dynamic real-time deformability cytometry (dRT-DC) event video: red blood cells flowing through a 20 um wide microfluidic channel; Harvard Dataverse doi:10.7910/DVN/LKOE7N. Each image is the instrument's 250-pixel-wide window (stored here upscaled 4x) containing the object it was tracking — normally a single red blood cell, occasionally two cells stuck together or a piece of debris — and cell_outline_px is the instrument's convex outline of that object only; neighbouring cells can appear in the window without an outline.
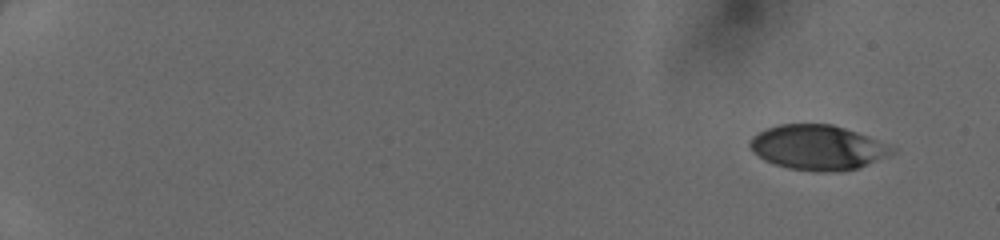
{"species": "human", "species_latin": "Homo sapiens", "temperature_condition": "cold", "stored_images_in_passage": 47, "camera_frame_rate_fps": 3000, "um_per_image_px": 0.085, "donor": {"sex": "female"}, "frame": {"image": 1, "passage_image": 1, "time_ms": 0.0, "image_size_px": [1000, 240], "cell_outline_px": [[896, 152], [888, 156], [856, 168], [836, 172], [820, 172], [788, 168], [764, 160], [752, 152], [748, 144], [752, 136], [768, 128], [780, 124], [832, 124], [856, 132], [896, 148]], "centroid_in_image_um": [69.48, 12.54], "position_along_channel_um": 15.5, "area_um2": 36.88}}
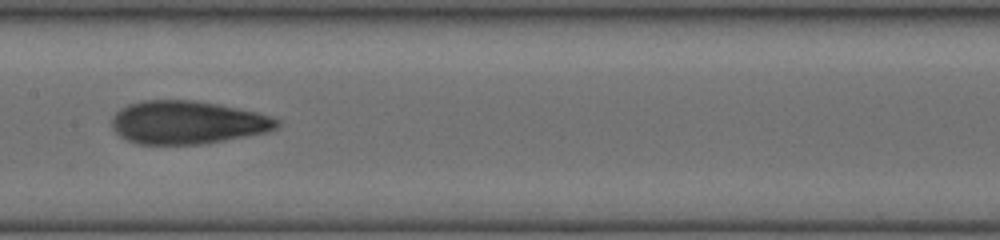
{"frame": {"image": 2, "passage_image": 26, "time_ms": 8.333, "image_size_px": [1000, 240], "cell_outline_px": [[280, 124], [276, 128], [268, 132], [224, 140], [200, 144], [140, 144], [128, 140], [120, 136], [112, 128], [112, 120], [116, 112], [120, 108], [128, 104], [144, 100], [196, 100], [220, 104], [256, 112], [280, 120]], "centroid_in_image_um": [15.93, 10.4], "position_along_channel_um": 191.5, "area_um2": 41.44}}
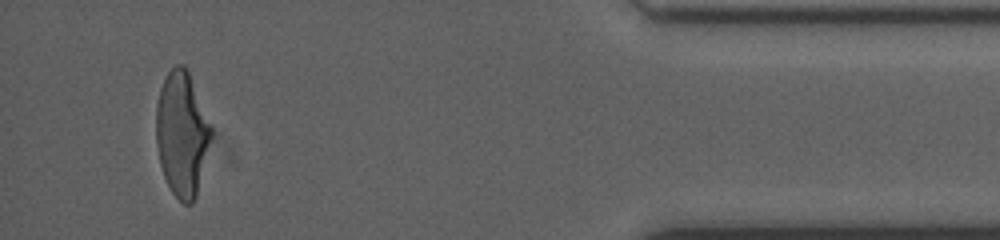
{"frame": {"image": 3, "passage_image": 45, "time_ms": 14.667, "image_size_px": [1000, 240], "cell_outline_px": [[212, 132], [196, 196], [192, 204], [184, 204], [172, 192], [164, 176], [160, 164], [156, 144], [156, 104], [160, 88], [168, 72], [176, 64], [184, 64], [188, 72], [212, 128]], "centroid_in_image_um": [15.44, 11.37], "position_along_channel_um": 419.8, "area_um2": 39.36}}